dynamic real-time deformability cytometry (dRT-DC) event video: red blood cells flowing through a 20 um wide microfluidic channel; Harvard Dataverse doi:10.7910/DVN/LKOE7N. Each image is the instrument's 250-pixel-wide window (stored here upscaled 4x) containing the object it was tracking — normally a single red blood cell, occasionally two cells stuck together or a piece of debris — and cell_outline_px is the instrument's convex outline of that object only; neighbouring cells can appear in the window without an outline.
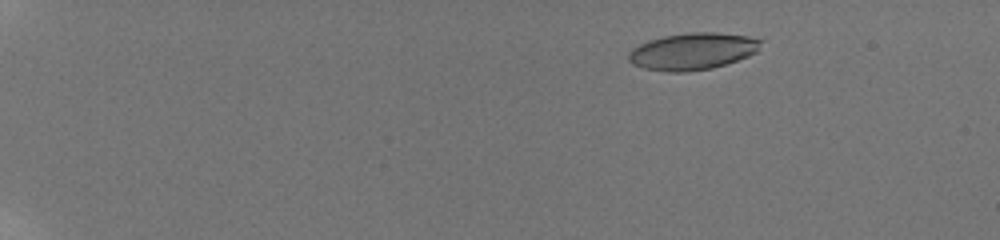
{"species": "human", "species_latin": "Homo sapiens", "temperature_condition": "room temperature", "stored_images_in_passage": 60, "camera_frame_rate_fps": 3000, "um_per_image_px": 0.085, "donor": {"sex": "male"}, "frame": {"image": 1, "passage_image": 12, "time_ms": 3.667, "image_size_px": [1000, 240], "cell_outline_px": [[764, 40], [756, 52], [748, 56], [712, 68], [684, 72], [668, 72], [644, 68], [632, 64], [628, 60], [628, 52], [632, 48], [648, 40], [664, 36], [688, 32], [716, 32], [748, 36]], "centroid_in_image_um": [58.86, 4.35], "position_along_channel_um": 26.1, "area_um2": 28.5}}
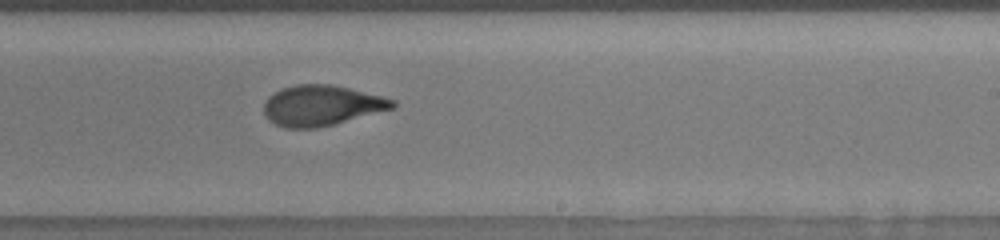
{"frame": {"image": 2, "passage_image": 42, "time_ms": 13.667, "image_size_px": [1000, 240], "cell_outline_px": [[396, 108], [316, 128], [284, 128], [268, 120], [264, 116], [264, 100], [268, 96], [280, 88], [296, 84], [332, 84], [396, 100]], "centroid_in_image_um": [27.29, 8.96], "position_along_channel_um": 261.7, "area_um2": 30.4}}
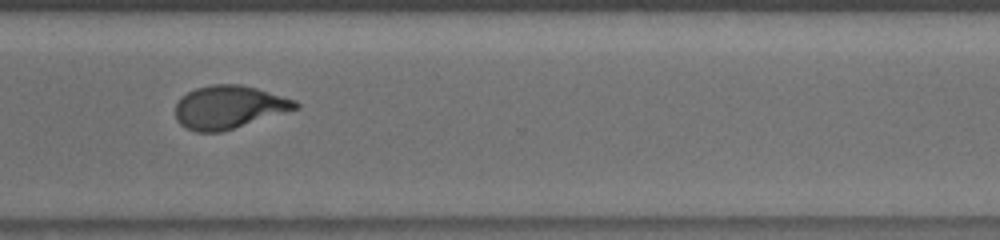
{"frame": {"image": 3, "passage_image": 49, "time_ms": 16.0, "image_size_px": [1000, 240], "cell_outline_px": [[300, 108], [220, 132], [196, 132], [184, 128], [176, 120], [176, 104], [188, 92], [196, 88], [212, 84], [240, 84], [256, 88], [296, 100], [300, 104]], "centroid_in_image_um": [19.46, 9.11], "position_along_channel_um": 351.1, "area_um2": 30.0}, "authors_computed_cell_mechanics": {"area_um2": 29.6225, "velocity_mm_per_s": 3.8359, "shape_relaxation_time_tau1_ms": 4.6159, "shape_relaxation_time_tau2_ms": 1.5428, "deformation_change_tau1": 0.2029, "deformation_change_tau2": 0.0791}}